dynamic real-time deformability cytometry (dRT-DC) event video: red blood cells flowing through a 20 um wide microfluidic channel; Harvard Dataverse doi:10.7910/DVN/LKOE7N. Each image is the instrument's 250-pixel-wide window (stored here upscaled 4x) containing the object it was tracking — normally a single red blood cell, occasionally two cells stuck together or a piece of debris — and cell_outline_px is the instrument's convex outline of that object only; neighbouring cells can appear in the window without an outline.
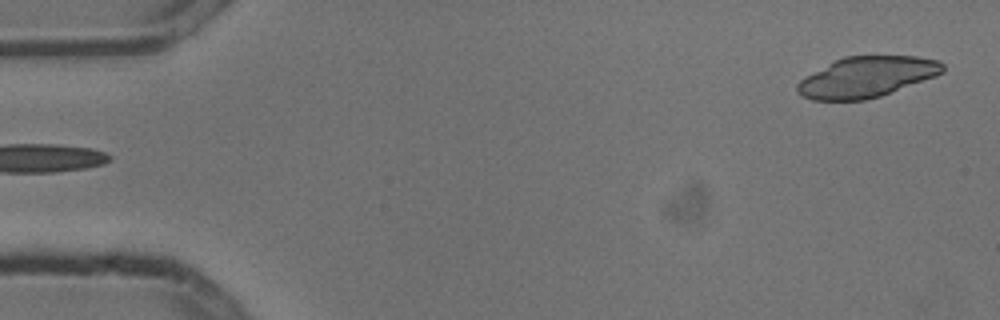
{"species": "common noctule bat (a hibernating species)", "species_latin": "Nyctalus noctula", "temperature_condition": "cold", "stored_images_in_passage": 6, "camera_frame_rate_fps": 3000, "um_per_image_px": 0.085, "animal": {"sex": "male", "body_mass_g": 13.3}, "frame": {"image": 1, "passage_image": 1, "time_ms": 0.0, "image_size_px": [1000, 320], "cell_outline_px": [[944, 72], [936, 76], [880, 96], [864, 100], [812, 100], [800, 96], [796, 92], [796, 84], [804, 76], [844, 56], [916, 56], [940, 60], [944, 64]], "centroid_in_image_um": [73.65, 6.54], "position_along_channel_um": 11.3, "area_um2": 34.51}}